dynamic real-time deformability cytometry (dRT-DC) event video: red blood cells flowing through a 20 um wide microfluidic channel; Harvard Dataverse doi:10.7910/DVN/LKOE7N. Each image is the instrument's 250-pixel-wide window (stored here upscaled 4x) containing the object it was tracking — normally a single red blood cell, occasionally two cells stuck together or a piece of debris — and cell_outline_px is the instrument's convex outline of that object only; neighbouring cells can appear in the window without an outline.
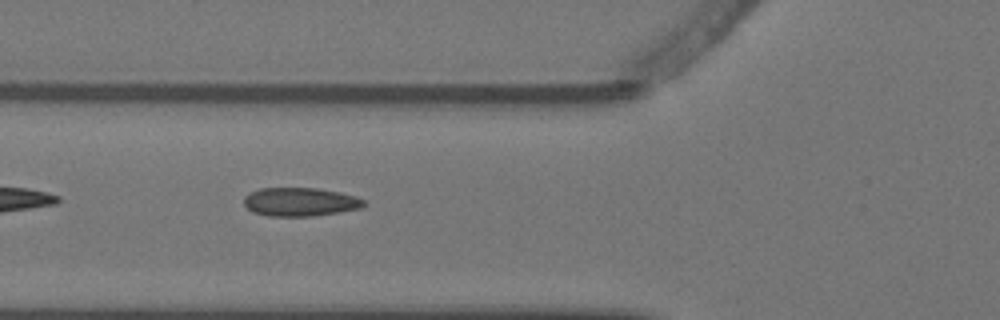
{"species": "Egyptian fruit bat (a non-hibernating species)", "species_latin": "Rousettus aegyptiacus", "temperature_condition": "warm", "stored_images_in_passage": 4, "camera_frame_rate_fps": 3000, "um_per_image_px": 0.085, "animal": {"sex": "female"}, "frame": {"image": 1, "passage_image": 4, "time_ms": 1.0, "image_size_px": [1000, 320], "cell_outline_px": [[368, 204], [360, 208], [340, 212], [312, 216], [268, 216], [252, 212], [244, 204], [244, 196], [260, 188], [316, 188], [340, 192], [356, 196], [364, 200]], "centroid_in_image_um": [25.53, 17.16], "position_along_channel_um": 100.3, "area_um2": 20.06}}